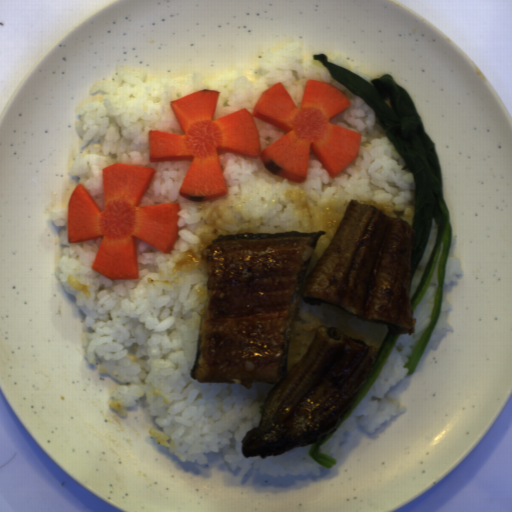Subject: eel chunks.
<instances>
[{
    "mask_svg": "<svg viewBox=\"0 0 512 512\" xmlns=\"http://www.w3.org/2000/svg\"><path fill=\"white\" fill-rule=\"evenodd\" d=\"M325 229L216 236L199 253L209 277L190 377L206 383L273 386L260 424L241 442L268 458L333 433L377 365L379 350L320 327L287 371L301 302L415 333L410 273L417 228L376 205L349 201L327 248L306 276Z\"/></svg>",
    "mask_w": 512,
    "mask_h": 512,
    "instance_id": "obj_1",
    "label": "eel chunks"
}]
</instances>
